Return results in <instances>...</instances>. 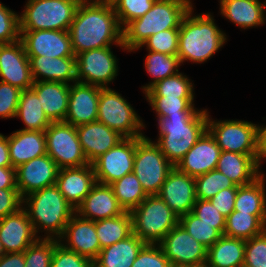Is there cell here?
Returning <instances> with one entry per match:
<instances>
[{"label": "cell", "mask_w": 266, "mask_h": 267, "mask_svg": "<svg viewBox=\"0 0 266 267\" xmlns=\"http://www.w3.org/2000/svg\"><path fill=\"white\" fill-rule=\"evenodd\" d=\"M68 31L75 56L114 43L125 49L123 29L114 9L95 2H80Z\"/></svg>", "instance_id": "1"}, {"label": "cell", "mask_w": 266, "mask_h": 267, "mask_svg": "<svg viewBox=\"0 0 266 267\" xmlns=\"http://www.w3.org/2000/svg\"><path fill=\"white\" fill-rule=\"evenodd\" d=\"M192 10L193 7L183 17L179 27L177 56L180 63L186 60L202 63L226 41L225 33L216 26L210 13L192 17Z\"/></svg>", "instance_id": "2"}, {"label": "cell", "mask_w": 266, "mask_h": 267, "mask_svg": "<svg viewBox=\"0 0 266 267\" xmlns=\"http://www.w3.org/2000/svg\"><path fill=\"white\" fill-rule=\"evenodd\" d=\"M22 203L28 205L22 208L26 211L36 236L40 228L47 231L46 234L49 235L44 238L49 239L59 240L75 213V209L67 202L56 184L25 196Z\"/></svg>", "instance_id": "3"}, {"label": "cell", "mask_w": 266, "mask_h": 267, "mask_svg": "<svg viewBox=\"0 0 266 267\" xmlns=\"http://www.w3.org/2000/svg\"><path fill=\"white\" fill-rule=\"evenodd\" d=\"M159 138L155 142L168 161L176 166L208 130L207 110L197 115H175L158 118Z\"/></svg>", "instance_id": "4"}, {"label": "cell", "mask_w": 266, "mask_h": 267, "mask_svg": "<svg viewBox=\"0 0 266 267\" xmlns=\"http://www.w3.org/2000/svg\"><path fill=\"white\" fill-rule=\"evenodd\" d=\"M192 7L190 0H156L146 14L123 29L125 50L133 51L160 31L179 29L183 17Z\"/></svg>", "instance_id": "5"}, {"label": "cell", "mask_w": 266, "mask_h": 267, "mask_svg": "<svg viewBox=\"0 0 266 267\" xmlns=\"http://www.w3.org/2000/svg\"><path fill=\"white\" fill-rule=\"evenodd\" d=\"M130 213L133 233L146 244H159L179 223V216L158 195H148Z\"/></svg>", "instance_id": "6"}, {"label": "cell", "mask_w": 266, "mask_h": 267, "mask_svg": "<svg viewBox=\"0 0 266 267\" xmlns=\"http://www.w3.org/2000/svg\"><path fill=\"white\" fill-rule=\"evenodd\" d=\"M79 4L78 0H28L19 16V30L68 31Z\"/></svg>", "instance_id": "7"}, {"label": "cell", "mask_w": 266, "mask_h": 267, "mask_svg": "<svg viewBox=\"0 0 266 267\" xmlns=\"http://www.w3.org/2000/svg\"><path fill=\"white\" fill-rule=\"evenodd\" d=\"M174 166L158 145L146 136L136 137L133 173L147 195H157Z\"/></svg>", "instance_id": "8"}, {"label": "cell", "mask_w": 266, "mask_h": 267, "mask_svg": "<svg viewBox=\"0 0 266 267\" xmlns=\"http://www.w3.org/2000/svg\"><path fill=\"white\" fill-rule=\"evenodd\" d=\"M97 121L117 131L124 138L144 136L141 128L145 125L135 110L126 99L109 87L100 90Z\"/></svg>", "instance_id": "9"}, {"label": "cell", "mask_w": 266, "mask_h": 267, "mask_svg": "<svg viewBox=\"0 0 266 267\" xmlns=\"http://www.w3.org/2000/svg\"><path fill=\"white\" fill-rule=\"evenodd\" d=\"M47 154L59 169L89 164L79 142L76 127L66 122H52L45 130Z\"/></svg>", "instance_id": "10"}, {"label": "cell", "mask_w": 266, "mask_h": 267, "mask_svg": "<svg viewBox=\"0 0 266 267\" xmlns=\"http://www.w3.org/2000/svg\"><path fill=\"white\" fill-rule=\"evenodd\" d=\"M208 131L215 138L221 151L246 155L257 154L258 125L248 121L209 119Z\"/></svg>", "instance_id": "11"}, {"label": "cell", "mask_w": 266, "mask_h": 267, "mask_svg": "<svg viewBox=\"0 0 266 267\" xmlns=\"http://www.w3.org/2000/svg\"><path fill=\"white\" fill-rule=\"evenodd\" d=\"M117 71V59L111 47L92 49L76 55L77 82L106 88L117 76Z\"/></svg>", "instance_id": "12"}, {"label": "cell", "mask_w": 266, "mask_h": 267, "mask_svg": "<svg viewBox=\"0 0 266 267\" xmlns=\"http://www.w3.org/2000/svg\"><path fill=\"white\" fill-rule=\"evenodd\" d=\"M173 267H198L206 264L207 248L179 223L159 243Z\"/></svg>", "instance_id": "13"}, {"label": "cell", "mask_w": 266, "mask_h": 267, "mask_svg": "<svg viewBox=\"0 0 266 267\" xmlns=\"http://www.w3.org/2000/svg\"><path fill=\"white\" fill-rule=\"evenodd\" d=\"M136 137L124 138L93 163L97 183L110 185L133 172Z\"/></svg>", "instance_id": "14"}, {"label": "cell", "mask_w": 266, "mask_h": 267, "mask_svg": "<svg viewBox=\"0 0 266 267\" xmlns=\"http://www.w3.org/2000/svg\"><path fill=\"white\" fill-rule=\"evenodd\" d=\"M20 40L27 56L76 57L69 31H20Z\"/></svg>", "instance_id": "15"}, {"label": "cell", "mask_w": 266, "mask_h": 267, "mask_svg": "<svg viewBox=\"0 0 266 267\" xmlns=\"http://www.w3.org/2000/svg\"><path fill=\"white\" fill-rule=\"evenodd\" d=\"M59 167L48 155L36 157L16 168V186L22 198L56 184Z\"/></svg>", "instance_id": "16"}, {"label": "cell", "mask_w": 266, "mask_h": 267, "mask_svg": "<svg viewBox=\"0 0 266 267\" xmlns=\"http://www.w3.org/2000/svg\"><path fill=\"white\" fill-rule=\"evenodd\" d=\"M0 77L1 82L16 86L21 90L32 87L29 58L22 41L0 44Z\"/></svg>", "instance_id": "17"}, {"label": "cell", "mask_w": 266, "mask_h": 267, "mask_svg": "<svg viewBox=\"0 0 266 267\" xmlns=\"http://www.w3.org/2000/svg\"><path fill=\"white\" fill-rule=\"evenodd\" d=\"M179 217L192 212L196 203L195 178L175 166L157 194Z\"/></svg>", "instance_id": "18"}, {"label": "cell", "mask_w": 266, "mask_h": 267, "mask_svg": "<svg viewBox=\"0 0 266 267\" xmlns=\"http://www.w3.org/2000/svg\"><path fill=\"white\" fill-rule=\"evenodd\" d=\"M220 153L221 149L215 138L207 130L175 167L196 178L216 169Z\"/></svg>", "instance_id": "19"}, {"label": "cell", "mask_w": 266, "mask_h": 267, "mask_svg": "<svg viewBox=\"0 0 266 267\" xmlns=\"http://www.w3.org/2000/svg\"><path fill=\"white\" fill-rule=\"evenodd\" d=\"M101 87L75 82L70 85L66 123L77 127L97 121Z\"/></svg>", "instance_id": "20"}, {"label": "cell", "mask_w": 266, "mask_h": 267, "mask_svg": "<svg viewBox=\"0 0 266 267\" xmlns=\"http://www.w3.org/2000/svg\"><path fill=\"white\" fill-rule=\"evenodd\" d=\"M38 238L24 208L0 220V242L5 253L24 252Z\"/></svg>", "instance_id": "21"}, {"label": "cell", "mask_w": 266, "mask_h": 267, "mask_svg": "<svg viewBox=\"0 0 266 267\" xmlns=\"http://www.w3.org/2000/svg\"><path fill=\"white\" fill-rule=\"evenodd\" d=\"M62 238H67V245L62 244L65 248L91 260H95L101 251L95 222L77 213L72 215L59 241Z\"/></svg>", "instance_id": "22"}, {"label": "cell", "mask_w": 266, "mask_h": 267, "mask_svg": "<svg viewBox=\"0 0 266 267\" xmlns=\"http://www.w3.org/2000/svg\"><path fill=\"white\" fill-rule=\"evenodd\" d=\"M97 183L92 164L59 169L56 185L67 202L76 209Z\"/></svg>", "instance_id": "23"}, {"label": "cell", "mask_w": 266, "mask_h": 267, "mask_svg": "<svg viewBox=\"0 0 266 267\" xmlns=\"http://www.w3.org/2000/svg\"><path fill=\"white\" fill-rule=\"evenodd\" d=\"M76 131L89 164L124 139L117 131L98 121L77 126Z\"/></svg>", "instance_id": "24"}, {"label": "cell", "mask_w": 266, "mask_h": 267, "mask_svg": "<svg viewBox=\"0 0 266 267\" xmlns=\"http://www.w3.org/2000/svg\"><path fill=\"white\" fill-rule=\"evenodd\" d=\"M75 213L85 219L98 221L113 218L125 213L110 185L96 183Z\"/></svg>", "instance_id": "25"}, {"label": "cell", "mask_w": 266, "mask_h": 267, "mask_svg": "<svg viewBox=\"0 0 266 267\" xmlns=\"http://www.w3.org/2000/svg\"><path fill=\"white\" fill-rule=\"evenodd\" d=\"M34 82H77L76 57L28 56ZM43 76V79H38Z\"/></svg>", "instance_id": "26"}, {"label": "cell", "mask_w": 266, "mask_h": 267, "mask_svg": "<svg viewBox=\"0 0 266 267\" xmlns=\"http://www.w3.org/2000/svg\"><path fill=\"white\" fill-rule=\"evenodd\" d=\"M51 122L65 121L68 111L70 85L63 82L37 81L31 87Z\"/></svg>", "instance_id": "27"}, {"label": "cell", "mask_w": 266, "mask_h": 267, "mask_svg": "<svg viewBox=\"0 0 266 267\" xmlns=\"http://www.w3.org/2000/svg\"><path fill=\"white\" fill-rule=\"evenodd\" d=\"M10 160L13 168L36 157L46 155L45 131L19 130L8 136Z\"/></svg>", "instance_id": "28"}, {"label": "cell", "mask_w": 266, "mask_h": 267, "mask_svg": "<svg viewBox=\"0 0 266 267\" xmlns=\"http://www.w3.org/2000/svg\"><path fill=\"white\" fill-rule=\"evenodd\" d=\"M216 169L237 186L252 183L261 175L256 155L221 151Z\"/></svg>", "instance_id": "29"}, {"label": "cell", "mask_w": 266, "mask_h": 267, "mask_svg": "<svg viewBox=\"0 0 266 267\" xmlns=\"http://www.w3.org/2000/svg\"><path fill=\"white\" fill-rule=\"evenodd\" d=\"M145 245V242L132 233L129 237L101 249L94 260V267H132Z\"/></svg>", "instance_id": "30"}, {"label": "cell", "mask_w": 266, "mask_h": 267, "mask_svg": "<svg viewBox=\"0 0 266 267\" xmlns=\"http://www.w3.org/2000/svg\"><path fill=\"white\" fill-rule=\"evenodd\" d=\"M265 8L266 1L220 0L221 14L243 29L264 24Z\"/></svg>", "instance_id": "31"}, {"label": "cell", "mask_w": 266, "mask_h": 267, "mask_svg": "<svg viewBox=\"0 0 266 267\" xmlns=\"http://www.w3.org/2000/svg\"><path fill=\"white\" fill-rule=\"evenodd\" d=\"M246 240L222 235L207 249L208 267H240L244 264Z\"/></svg>", "instance_id": "32"}, {"label": "cell", "mask_w": 266, "mask_h": 267, "mask_svg": "<svg viewBox=\"0 0 266 267\" xmlns=\"http://www.w3.org/2000/svg\"><path fill=\"white\" fill-rule=\"evenodd\" d=\"M264 174L252 183L238 186L234 211L257 216L266 225V194Z\"/></svg>", "instance_id": "33"}, {"label": "cell", "mask_w": 266, "mask_h": 267, "mask_svg": "<svg viewBox=\"0 0 266 267\" xmlns=\"http://www.w3.org/2000/svg\"><path fill=\"white\" fill-rule=\"evenodd\" d=\"M41 105L32 88L22 90L15 118H21L26 127L20 130L45 131L49 127L52 122Z\"/></svg>", "instance_id": "34"}, {"label": "cell", "mask_w": 266, "mask_h": 267, "mask_svg": "<svg viewBox=\"0 0 266 267\" xmlns=\"http://www.w3.org/2000/svg\"><path fill=\"white\" fill-rule=\"evenodd\" d=\"M94 222L101 249L129 237L133 233L130 212Z\"/></svg>", "instance_id": "35"}, {"label": "cell", "mask_w": 266, "mask_h": 267, "mask_svg": "<svg viewBox=\"0 0 266 267\" xmlns=\"http://www.w3.org/2000/svg\"><path fill=\"white\" fill-rule=\"evenodd\" d=\"M266 225L255 215L233 211L225 221V236L249 240L262 234Z\"/></svg>", "instance_id": "36"}, {"label": "cell", "mask_w": 266, "mask_h": 267, "mask_svg": "<svg viewBox=\"0 0 266 267\" xmlns=\"http://www.w3.org/2000/svg\"><path fill=\"white\" fill-rule=\"evenodd\" d=\"M110 186L125 212H131L148 196L133 172L114 181Z\"/></svg>", "instance_id": "37"}, {"label": "cell", "mask_w": 266, "mask_h": 267, "mask_svg": "<svg viewBox=\"0 0 266 267\" xmlns=\"http://www.w3.org/2000/svg\"><path fill=\"white\" fill-rule=\"evenodd\" d=\"M179 224L207 249L224 234L225 224H206L192 212L179 217Z\"/></svg>", "instance_id": "38"}, {"label": "cell", "mask_w": 266, "mask_h": 267, "mask_svg": "<svg viewBox=\"0 0 266 267\" xmlns=\"http://www.w3.org/2000/svg\"><path fill=\"white\" fill-rule=\"evenodd\" d=\"M156 111L158 118L175 115H197L200 111L194 107V97L145 96Z\"/></svg>", "instance_id": "39"}, {"label": "cell", "mask_w": 266, "mask_h": 267, "mask_svg": "<svg viewBox=\"0 0 266 267\" xmlns=\"http://www.w3.org/2000/svg\"><path fill=\"white\" fill-rule=\"evenodd\" d=\"M180 64L177 55L149 51L145 59V67L146 71L153 76V81L147 86H143L142 89L146 92L160 80L178 73L177 68Z\"/></svg>", "instance_id": "40"}, {"label": "cell", "mask_w": 266, "mask_h": 267, "mask_svg": "<svg viewBox=\"0 0 266 267\" xmlns=\"http://www.w3.org/2000/svg\"><path fill=\"white\" fill-rule=\"evenodd\" d=\"M190 79L178 72L160 80L145 92L146 96L194 97Z\"/></svg>", "instance_id": "41"}, {"label": "cell", "mask_w": 266, "mask_h": 267, "mask_svg": "<svg viewBox=\"0 0 266 267\" xmlns=\"http://www.w3.org/2000/svg\"><path fill=\"white\" fill-rule=\"evenodd\" d=\"M233 186L237 185L220 171L214 169L195 178L196 198L210 200L219 191Z\"/></svg>", "instance_id": "42"}, {"label": "cell", "mask_w": 266, "mask_h": 267, "mask_svg": "<svg viewBox=\"0 0 266 267\" xmlns=\"http://www.w3.org/2000/svg\"><path fill=\"white\" fill-rule=\"evenodd\" d=\"M57 239L38 238L24 251L25 267H50Z\"/></svg>", "instance_id": "43"}, {"label": "cell", "mask_w": 266, "mask_h": 267, "mask_svg": "<svg viewBox=\"0 0 266 267\" xmlns=\"http://www.w3.org/2000/svg\"><path fill=\"white\" fill-rule=\"evenodd\" d=\"M178 40L179 29H168L150 36L141 46L135 48L134 50L146 45V49L149 51L177 55Z\"/></svg>", "instance_id": "44"}, {"label": "cell", "mask_w": 266, "mask_h": 267, "mask_svg": "<svg viewBox=\"0 0 266 267\" xmlns=\"http://www.w3.org/2000/svg\"><path fill=\"white\" fill-rule=\"evenodd\" d=\"M156 0H121L114 9L120 26L124 29L131 21L146 14Z\"/></svg>", "instance_id": "45"}, {"label": "cell", "mask_w": 266, "mask_h": 267, "mask_svg": "<svg viewBox=\"0 0 266 267\" xmlns=\"http://www.w3.org/2000/svg\"><path fill=\"white\" fill-rule=\"evenodd\" d=\"M50 267H94V260L65 248L61 241L56 240Z\"/></svg>", "instance_id": "46"}, {"label": "cell", "mask_w": 266, "mask_h": 267, "mask_svg": "<svg viewBox=\"0 0 266 267\" xmlns=\"http://www.w3.org/2000/svg\"><path fill=\"white\" fill-rule=\"evenodd\" d=\"M19 39V15L0 2V44L13 43Z\"/></svg>", "instance_id": "47"}, {"label": "cell", "mask_w": 266, "mask_h": 267, "mask_svg": "<svg viewBox=\"0 0 266 267\" xmlns=\"http://www.w3.org/2000/svg\"><path fill=\"white\" fill-rule=\"evenodd\" d=\"M244 265L248 267H266V230L246 240Z\"/></svg>", "instance_id": "48"}, {"label": "cell", "mask_w": 266, "mask_h": 267, "mask_svg": "<svg viewBox=\"0 0 266 267\" xmlns=\"http://www.w3.org/2000/svg\"><path fill=\"white\" fill-rule=\"evenodd\" d=\"M132 267H173L159 244H146Z\"/></svg>", "instance_id": "49"}, {"label": "cell", "mask_w": 266, "mask_h": 267, "mask_svg": "<svg viewBox=\"0 0 266 267\" xmlns=\"http://www.w3.org/2000/svg\"><path fill=\"white\" fill-rule=\"evenodd\" d=\"M22 90L0 81V117L14 118Z\"/></svg>", "instance_id": "50"}, {"label": "cell", "mask_w": 266, "mask_h": 267, "mask_svg": "<svg viewBox=\"0 0 266 267\" xmlns=\"http://www.w3.org/2000/svg\"><path fill=\"white\" fill-rule=\"evenodd\" d=\"M192 213L206 224H225L226 221L210 200L197 199Z\"/></svg>", "instance_id": "51"}, {"label": "cell", "mask_w": 266, "mask_h": 267, "mask_svg": "<svg viewBox=\"0 0 266 267\" xmlns=\"http://www.w3.org/2000/svg\"><path fill=\"white\" fill-rule=\"evenodd\" d=\"M237 188L238 186L225 188L210 199L213 206H216V209L225 218H227L234 211Z\"/></svg>", "instance_id": "52"}, {"label": "cell", "mask_w": 266, "mask_h": 267, "mask_svg": "<svg viewBox=\"0 0 266 267\" xmlns=\"http://www.w3.org/2000/svg\"><path fill=\"white\" fill-rule=\"evenodd\" d=\"M22 208L18 189H0V220Z\"/></svg>", "instance_id": "53"}, {"label": "cell", "mask_w": 266, "mask_h": 267, "mask_svg": "<svg viewBox=\"0 0 266 267\" xmlns=\"http://www.w3.org/2000/svg\"><path fill=\"white\" fill-rule=\"evenodd\" d=\"M0 189H17L15 168L0 167Z\"/></svg>", "instance_id": "54"}, {"label": "cell", "mask_w": 266, "mask_h": 267, "mask_svg": "<svg viewBox=\"0 0 266 267\" xmlns=\"http://www.w3.org/2000/svg\"><path fill=\"white\" fill-rule=\"evenodd\" d=\"M0 267H25L24 252L5 253L0 258Z\"/></svg>", "instance_id": "55"}, {"label": "cell", "mask_w": 266, "mask_h": 267, "mask_svg": "<svg viewBox=\"0 0 266 267\" xmlns=\"http://www.w3.org/2000/svg\"><path fill=\"white\" fill-rule=\"evenodd\" d=\"M266 158V127L258 126L256 163L261 165V159Z\"/></svg>", "instance_id": "56"}, {"label": "cell", "mask_w": 266, "mask_h": 267, "mask_svg": "<svg viewBox=\"0 0 266 267\" xmlns=\"http://www.w3.org/2000/svg\"><path fill=\"white\" fill-rule=\"evenodd\" d=\"M0 167H12L8 147V137L2 134H0Z\"/></svg>", "instance_id": "57"}, {"label": "cell", "mask_w": 266, "mask_h": 267, "mask_svg": "<svg viewBox=\"0 0 266 267\" xmlns=\"http://www.w3.org/2000/svg\"><path fill=\"white\" fill-rule=\"evenodd\" d=\"M121 0H96L97 5L115 9Z\"/></svg>", "instance_id": "58"}, {"label": "cell", "mask_w": 266, "mask_h": 267, "mask_svg": "<svg viewBox=\"0 0 266 267\" xmlns=\"http://www.w3.org/2000/svg\"><path fill=\"white\" fill-rule=\"evenodd\" d=\"M5 254L2 244L0 242V258Z\"/></svg>", "instance_id": "59"}, {"label": "cell", "mask_w": 266, "mask_h": 267, "mask_svg": "<svg viewBox=\"0 0 266 267\" xmlns=\"http://www.w3.org/2000/svg\"><path fill=\"white\" fill-rule=\"evenodd\" d=\"M79 2H95L96 0H78Z\"/></svg>", "instance_id": "60"}, {"label": "cell", "mask_w": 266, "mask_h": 267, "mask_svg": "<svg viewBox=\"0 0 266 267\" xmlns=\"http://www.w3.org/2000/svg\"><path fill=\"white\" fill-rule=\"evenodd\" d=\"M198 267H208L206 264L205 265H202V266H198Z\"/></svg>", "instance_id": "61"}]
</instances>
